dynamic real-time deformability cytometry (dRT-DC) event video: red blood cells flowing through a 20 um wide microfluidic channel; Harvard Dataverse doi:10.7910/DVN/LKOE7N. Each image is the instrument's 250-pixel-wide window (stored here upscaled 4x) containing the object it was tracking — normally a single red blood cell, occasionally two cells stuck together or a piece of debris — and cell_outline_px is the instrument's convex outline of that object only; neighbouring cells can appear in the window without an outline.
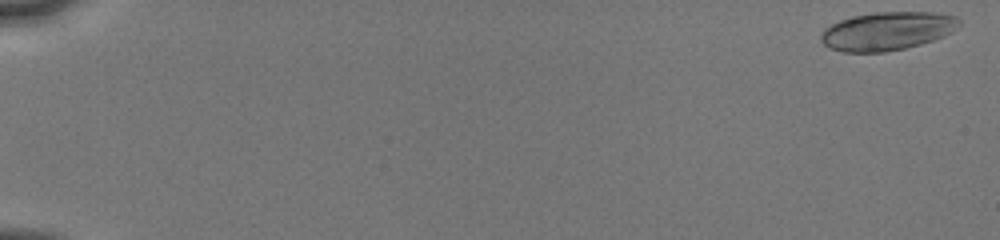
{"species": "human", "species_latin": "Homo sapiens", "temperature_condition": "cold", "stored_images_in_passage": 43, "camera_frame_rate_fps": 3000, "um_per_image_px": 0.085, "donor": {"sex": "male"}, "frame": {"image": 1, "passage_image": 2, "time_ms": 0.333, "image_size_px": [1000, 240], "cell_outline_px": [[960, 24], [952, 32], [944, 36], [920, 44], [904, 48], [884, 52], [840, 52], [824, 44], [820, 40], [820, 36], [824, 28], [840, 20], [852, 16], [876, 12], [932, 12], [956, 16], [960, 20]], "centroid_in_image_um": [75.4, 2.63], "position_along_channel_um": 9.6, "area_um2": 30.87}}
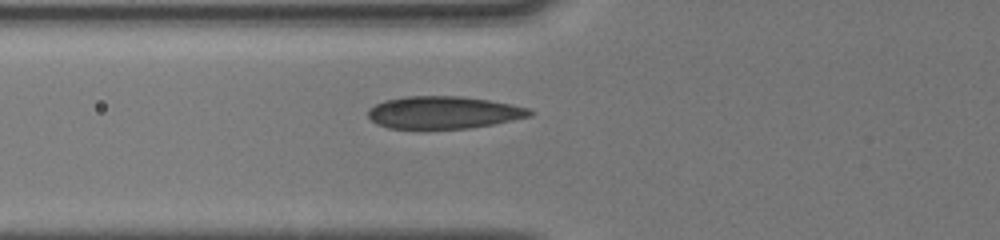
{"frame": {"image": 2, "passage_image": 32, "time_ms": 7.0, "image_size_px": [1000, 240], "cell_outline_px": [[532, 116], [472, 128], [420, 132], [388, 128], [376, 124], [368, 116], [368, 108], [384, 100], [404, 96], [460, 96], [488, 100], [512, 104], [532, 108]], "centroid_in_image_um": [37.65, 9.61], "position_along_channel_um": 88.1, "area_um2": 31.79}}
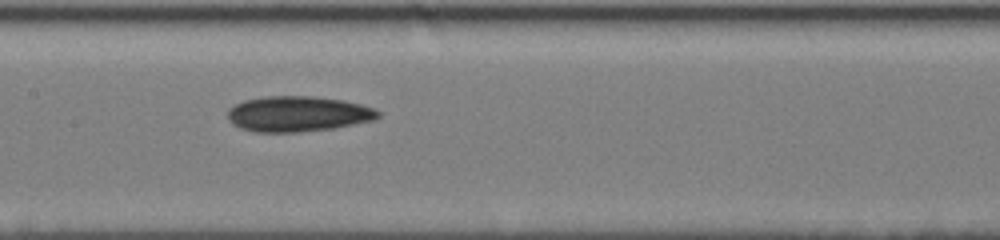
{"frame": {"image": 3, "passage_image": 42, "time_ms": 9.333, "image_size_px": [1000, 240], "cell_outline_px": [[380, 116], [376, 120], [332, 128], [296, 132], [256, 132], [240, 128], [232, 124], [228, 120], [228, 108], [244, 100], [264, 96], [312, 96], [340, 100], [360, 104], [372, 108], [380, 112]], "centroid_in_image_um": [25.29, 9.68], "position_along_channel_um": 182.1, "area_um2": 31.04}}